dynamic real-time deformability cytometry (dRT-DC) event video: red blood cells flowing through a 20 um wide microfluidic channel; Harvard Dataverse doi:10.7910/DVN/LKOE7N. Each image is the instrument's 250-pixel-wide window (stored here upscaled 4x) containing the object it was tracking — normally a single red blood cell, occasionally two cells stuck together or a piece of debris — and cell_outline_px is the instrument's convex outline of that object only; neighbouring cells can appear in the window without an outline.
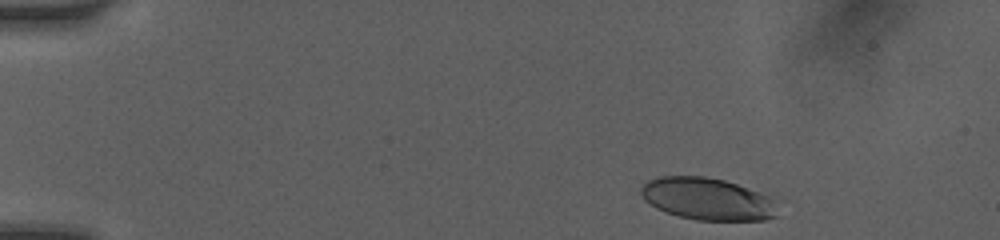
{"species": "human", "species_latin": "Homo sapiens", "temperature_condition": "room temperature", "stored_images_in_passage": 39, "camera_frame_rate_fps": 3000, "um_per_image_px": 0.085, "donor": {"sex": "female"}, "frame": {"image": 1, "passage_image": 2, "time_ms": 0.333, "image_size_px": [1000, 240], "cell_outline_px": [[776, 216], [764, 220], [696, 220], [680, 216], [656, 208], [644, 200], [640, 192], [640, 188], [648, 180], [660, 176], [704, 176], [724, 180], [736, 184], [768, 196]], "centroid_in_image_um": [60.03, 16.9], "position_along_channel_um": 25.0, "area_um2": 32.95}}
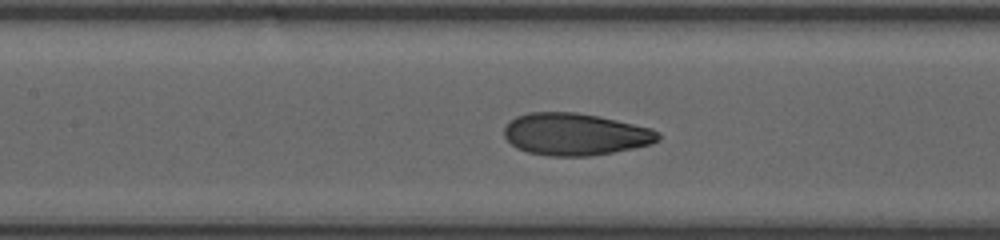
{"frame": {"image": 2, "passage_image": 17, "time_ms": 6.0, "image_size_px": [1000, 240], "cell_outline_px": [[660, 140], [652, 144], [612, 152], [588, 156], [548, 156], [528, 152], [516, 148], [504, 136], [504, 128], [508, 120], [516, 116], [528, 112], [576, 112], [600, 116], [652, 128], [660, 132]], "centroid_in_image_um": [48.89, 11.4], "position_along_channel_um": 158.5, "area_um2": 38.09}}
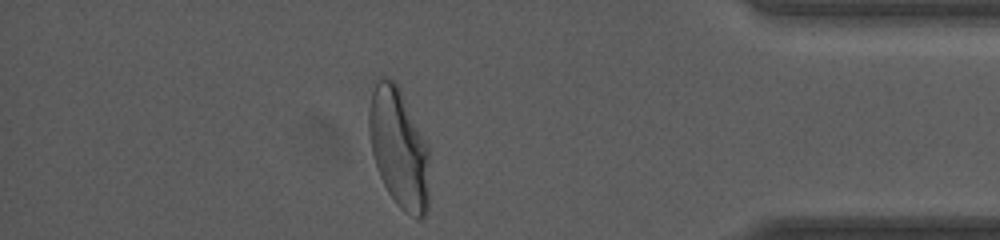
{"frame": {"image": 3, "passage_image": 34, "time_ms": 12.667, "image_size_px": [1000, 240], "cell_outline_px": [[428, 212], [420, 220], [404, 212], [396, 204], [388, 192], [380, 176], [372, 152], [368, 132], [368, 112], [372, 92], [380, 76], [384, 76], [396, 80], [428, 144]], "centroid_in_image_um": [33.91, 12.58], "position_along_channel_um": 401.3, "area_um2": 42.48}, "authors_computed_cell_mechanics": {"area_um2": 37.3966, "velocity_mm_per_s": 4.1004, "shape_relaxation_time_tau1_ms": 3.893, "shape_relaxation_time_tau2_ms": null, "deformation_change_tau1": 0.1565, "deformation_change_tau2": null}}